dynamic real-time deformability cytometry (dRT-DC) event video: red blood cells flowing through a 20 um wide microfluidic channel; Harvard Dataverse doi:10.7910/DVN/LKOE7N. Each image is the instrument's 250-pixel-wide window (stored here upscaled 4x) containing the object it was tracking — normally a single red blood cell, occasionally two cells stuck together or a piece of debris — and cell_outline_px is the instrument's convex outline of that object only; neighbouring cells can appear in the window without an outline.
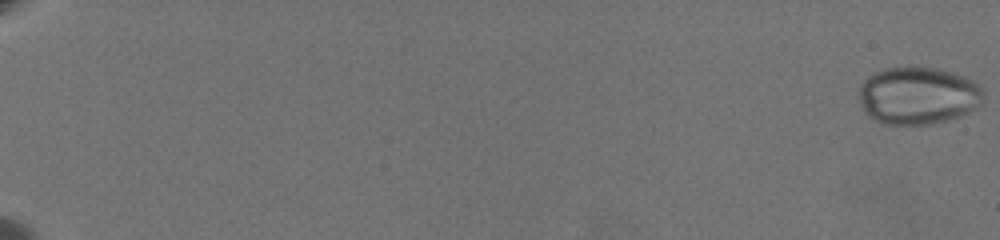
{"species": "common noctule bat (a hibernating species)", "species_latin": "Nyctalus noctula", "temperature_condition": "warm", "stored_images_in_passage": 11, "camera_frame_rate_fps": 3000, "um_per_image_px": 0.085, "animal": {"sex": "female", "body_mass_g": 19.5, "forearm_length_mm": 54.1}, "frame": {"image": 1, "passage_image": 1, "time_ms": 0.0, "image_size_px": [1000, 240], "cell_outline_px": [[984, 100], [972, 108], [956, 116], [944, 120], [928, 124], [884, 124], [872, 120], [868, 116], [860, 100], [860, 88], [864, 80], [868, 76], [884, 68], [936, 68], [964, 76], [980, 84], [984, 88]], "centroid_in_image_um": [78.03, 8.12], "position_along_channel_um": 7.0, "area_um2": 41.1}}